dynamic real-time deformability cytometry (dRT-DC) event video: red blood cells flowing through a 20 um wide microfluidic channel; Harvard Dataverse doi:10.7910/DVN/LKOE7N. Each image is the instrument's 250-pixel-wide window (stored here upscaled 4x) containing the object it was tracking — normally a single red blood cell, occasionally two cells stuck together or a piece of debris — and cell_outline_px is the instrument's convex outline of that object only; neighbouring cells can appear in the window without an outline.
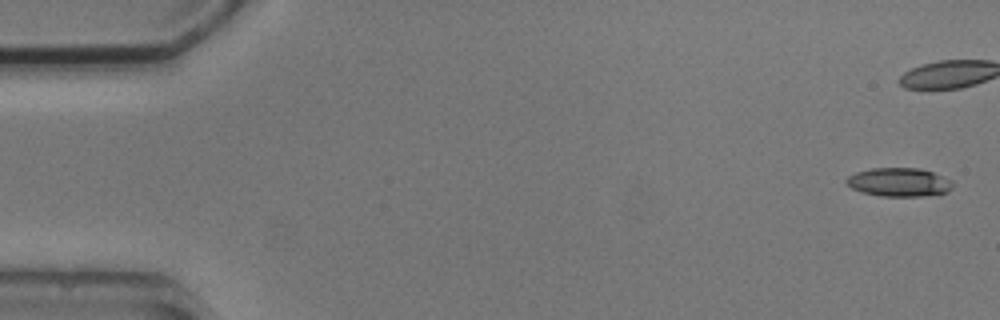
{"species": "common noctule bat (a hibernating species)", "species_latin": "Nyctalus noctula", "temperature_condition": "cold", "stored_images_in_passage": 10, "camera_frame_rate_fps": 3000, "um_per_image_px": 0.085, "animal": {"sex": "male", "body_mass_g": 20.5, "forearm_length_mm": 52.5}, "frame": {"image": 1, "passage_image": 1, "time_ms": 0.0, "image_size_px": [1000, 320], "cell_outline_px": [[952, 188], [948, 192], [920, 196], [880, 196], [860, 192], [852, 188], [844, 180], [848, 176], [856, 172], [872, 168], [920, 168], [932, 172], [952, 180]], "centroid_in_image_um": [76.4, 15.48], "position_along_channel_um": 8.6, "area_um2": 17.74}}
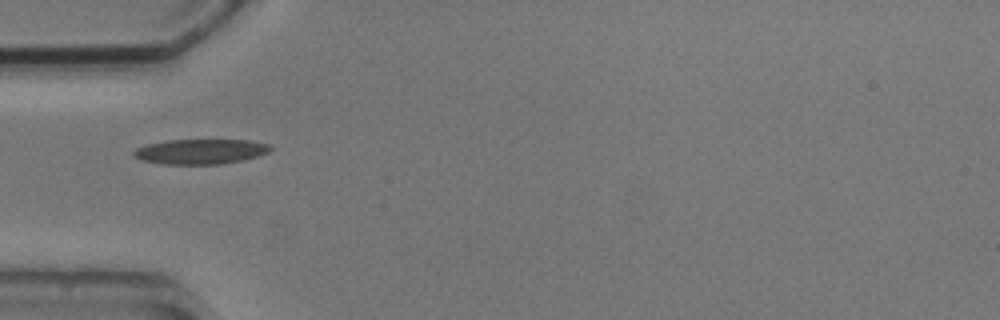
{"frame": {"image": 2, "passage_image": 6, "time_ms": 6.0, "image_size_px": [1000, 320], "cell_outline_px": [[272, 148], [268, 152], [256, 156], [240, 160], [220, 164], [160, 164], [140, 160], [132, 156], [132, 152], [136, 148], [148, 144], [168, 140], [252, 140], [272, 144]], "centroid_in_image_um": [17.02, 12.87], "position_along_channel_um": 68.0, "area_um2": 20.0}}